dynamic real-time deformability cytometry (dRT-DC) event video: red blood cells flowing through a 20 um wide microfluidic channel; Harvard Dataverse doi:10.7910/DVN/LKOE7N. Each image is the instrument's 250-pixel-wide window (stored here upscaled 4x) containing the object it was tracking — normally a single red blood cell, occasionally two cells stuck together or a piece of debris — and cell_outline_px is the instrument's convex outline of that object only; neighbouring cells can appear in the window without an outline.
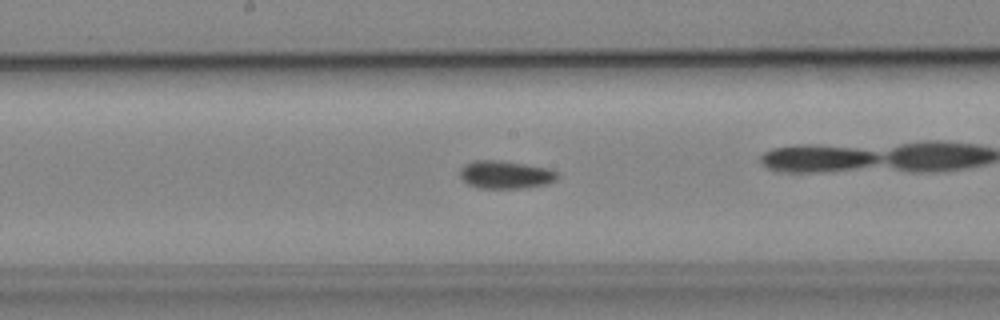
{"species": "common noctule bat (a hibernating species)", "species_latin": "Nyctalus noctula", "temperature_condition": "cold", "stored_images_in_passage": 46, "camera_frame_rate_fps": 3000, "um_per_image_px": 0.085, "animal": {"sex": "male", "body_mass_g": 19.2, "forearm_length_mm": 51.8}, "frame": {"image": 1, "passage_image": 20, "time_ms": 6.333, "image_size_px": [1000, 320], "cell_outline_px": [[560, 176], [556, 180], [548, 184], [520, 188], [480, 188], [468, 184], [460, 176], [460, 168], [464, 164], [472, 160], [500, 160], [548, 168], [560, 172]], "centroid_in_image_um": [42.99, 14.84], "position_along_channel_um": 205.2, "area_um2": 16.01}}